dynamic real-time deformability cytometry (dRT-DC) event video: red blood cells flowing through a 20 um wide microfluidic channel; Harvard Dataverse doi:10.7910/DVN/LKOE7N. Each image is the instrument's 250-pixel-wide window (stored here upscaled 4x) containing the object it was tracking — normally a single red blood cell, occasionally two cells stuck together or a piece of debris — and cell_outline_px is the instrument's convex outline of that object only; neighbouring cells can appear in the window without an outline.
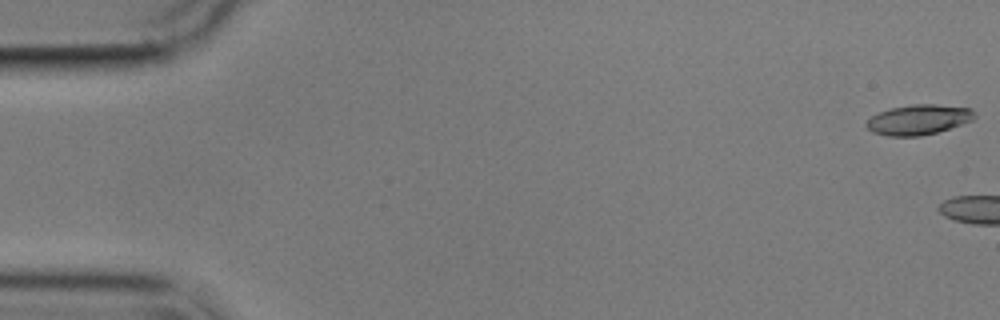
{"species": "common noctule bat (a hibernating species)", "species_latin": "Nyctalus noctula", "temperature_condition": "cold", "stored_images_in_passage": 5, "camera_frame_rate_fps": 3000, "um_per_image_px": 0.085, "animal": {"sex": "male", "body_mass_g": 17.9}, "frame": {"image": 1, "passage_image": 1, "time_ms": 0.0, "image_size_px": [1000, 320], "cell_outline_px": [[976, 116], [972, 120], [936, 132], [920, 136], [888, 136], [872, 132], [864, 124], [872, 116], [880, 112], [892, 108], [912, 104], [936, 104], [972, 108]], "centroid_in_image_um": [78.07, 10.16], "position_along_channel_um": 6.9, "area_um2": 18.79}}